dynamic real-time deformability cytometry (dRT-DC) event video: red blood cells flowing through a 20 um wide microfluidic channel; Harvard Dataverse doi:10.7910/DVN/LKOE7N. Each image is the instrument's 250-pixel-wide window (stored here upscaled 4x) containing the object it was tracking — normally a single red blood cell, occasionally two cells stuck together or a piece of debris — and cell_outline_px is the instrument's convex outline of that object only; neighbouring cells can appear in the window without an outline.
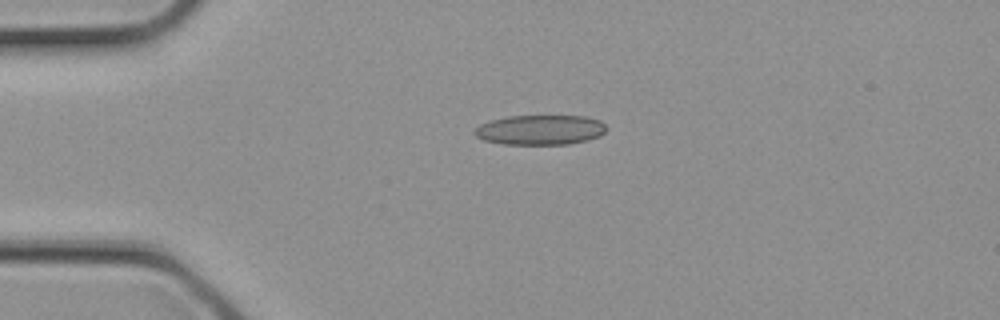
{"species": "common noctule bat (a hibernating species)", "species_latin": "Nyctalus noctula", "temperature_condition": "cold", "stored_images_in_passage": 1, "camera_frame_rate_fps": 3000, "um_per_image_px": 0.085, "animal": {"sex": "female", "body_mass_g": 21.9}, "frame": {"image": 1, "passage_image": 1, "time_ms": 0.0, "image_size_px": [1000, 320], "cell_outline_px": [[608, 128], [600, 136], [588, 140], [568, 144], [504, 144], [484, 140], [476, 136], [472, 132], [480, 124], [492, 120], [508, 116], [584, 116], [600, 120]], "centroid_in_image_um": [45.94, 11.04], "position_along_channel_um": 39.1, "area_um2": 22.95}}